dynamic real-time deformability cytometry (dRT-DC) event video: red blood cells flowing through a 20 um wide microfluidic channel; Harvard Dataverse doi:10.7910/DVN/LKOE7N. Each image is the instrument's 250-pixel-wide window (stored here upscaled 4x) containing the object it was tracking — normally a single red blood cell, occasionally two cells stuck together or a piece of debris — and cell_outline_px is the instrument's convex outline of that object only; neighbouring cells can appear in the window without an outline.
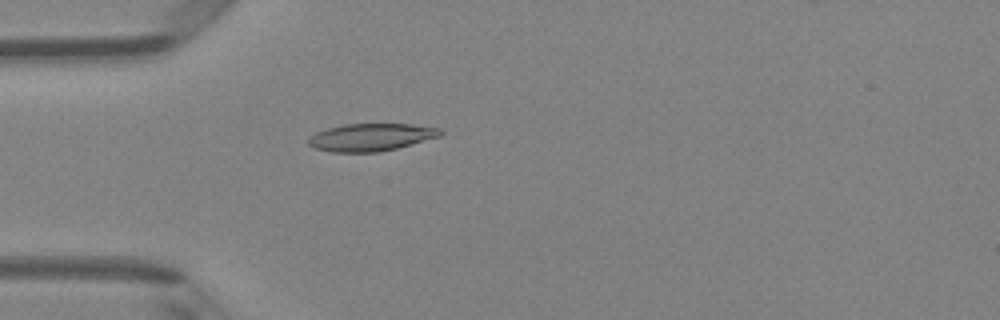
{"species": "Egyptian fruit bat (a non-hibernating species)", "species_latin": "Rousettus aegyptiacus", "temperature_condition": "room temperature", "stored_images_in_passage": 50, "camera_frame_rate_fps": 3000, "um_per_image_px": 0.085, "animal": {"sex": "female"}, "frame": {"image": 1, "passage_image": 15, "time_ms": 4.667, "image_size_px": [1000, 320], "cell_outline_px": [[444, 132], [440, 136], [396, 148], [380, 152], [332, 152], [316, 148], [308, 144], [308, 136], [316, 132], [328, 128], [344, 124], [412, 124], [440, 128]], "centroid_in_image_um": [31.52, 11.66], "position_along_channel_um": 53.5, "area_um2": 21.1}}
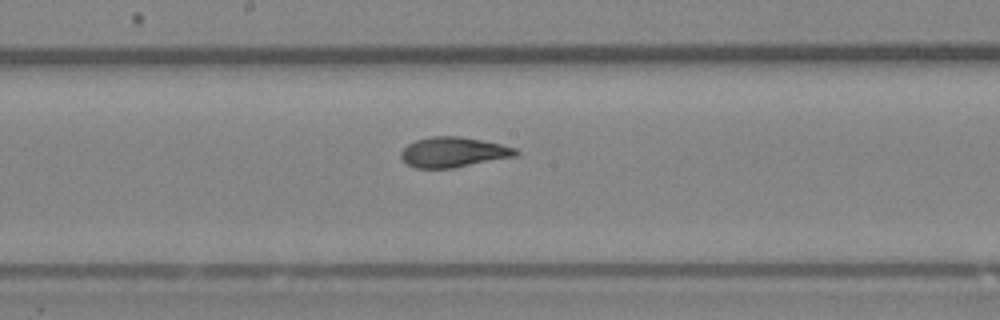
{"frame": {"image": 2, "passage_image": 27, "time_ms": 8.667, "image_size_px": [1000, 320], "cell_outline_px": [[520, 152], [516, 156], [452, 168], [416, 168], [408, 164], [400, 156], [400, 152], [408, 144], [416, 140], [432, 136], [460, 136], [500, 144], [516, 148]], "centroid_in_image_um": [38.53, 12.93], "position_along_channel_um": 209.7, "area_um2": 20.0}}
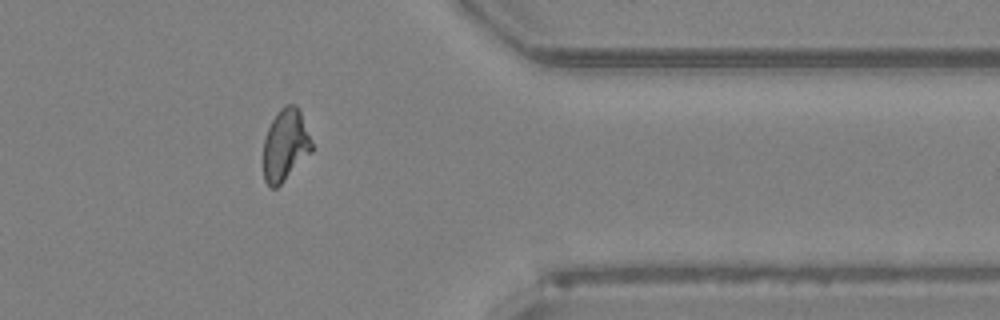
{"frame": {"image": 3, "passage_image": 41, "time_ms": 13.333, "image_size_px": [1000, 320], "cell_outline_px": [[312, 152], [276, 188], [272, 188], [264, 180], [264, 140], [268, 128], [276, 112], [284, 104], [296, 104], [300, 112], [312, 144]], "centroid_in_image_um": [24.24, 12.31], "position_along_channel_um": 387.2, "area_um2": 20.0}, "authors_computed_cell_mechanics": {"area_um2": 20.6924, "velocity_mm_per_s": 4.1173, "shape_relaxation_time_tau1_ms": 4.5019, "shape_relaxation_time_tau2_ms": 1.2961, "deformation_change_tau1": 0.1543, "deformation_change_tau2": 0.0793}}